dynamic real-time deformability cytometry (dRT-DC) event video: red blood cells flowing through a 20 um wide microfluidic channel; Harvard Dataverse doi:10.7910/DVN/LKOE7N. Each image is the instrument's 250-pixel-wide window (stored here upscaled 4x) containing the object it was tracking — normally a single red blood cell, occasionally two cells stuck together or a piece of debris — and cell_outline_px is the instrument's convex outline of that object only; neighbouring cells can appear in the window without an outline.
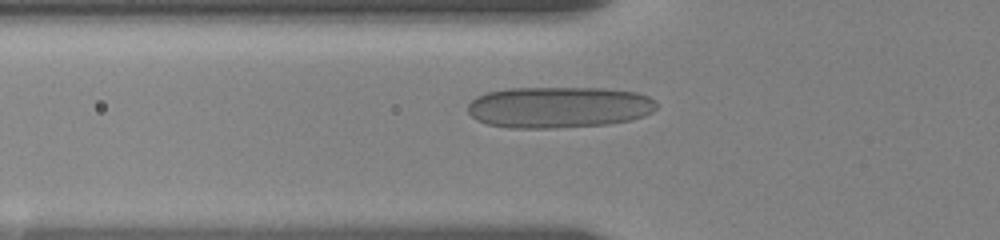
{"species": "human", "species_latin": "Homo sapiens", "temperature_condition": "room temperature", "stored_images_in_passage": 32, "camera_frame_rate_fps": 3000, "um_per_image_px": 0.085, "donor": {"sex": "female"}, "frame": {"image": 1, "passage_image": 9, "time_ms": 5.667, "image_size_px": [1000, 240], "cell_outline_px": [[656, 108], [652, 112], [644, 116], [628, 120], [608, 124], [556, 128], [508, 128], [488, 124], [476, 120], [468, 112], [468, 104], [476, 96], [488, 92], [508, 88], [604, 88], [636, 92], [648, 96], [656, 100]], "centroid_in_image_um": [47.49, 9.11], "position_along_channel_um": 78.3, "area_um2": 45.66}}
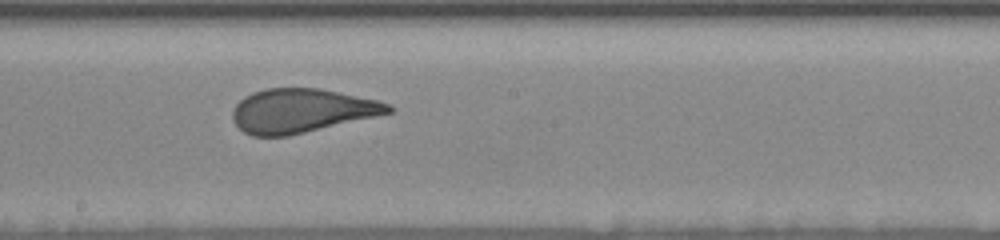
{"frame": {"image": 2, "passage_image": 20, "time_ms": 9.667, "image_size_px": [1000, 240], "cell_outline_px": [[392, 112], [288, 136], [252, 136], [244, 132], [232, 120], [232, 108], [244, 96], [252, 92], [264, 88], [320, 88], [376, 100], [388, 104], [392, 108]], "centroid_in_image_um": [25.56, 9.4], "position_along_channel_um": 222.6, "area_um2": 39.59}}
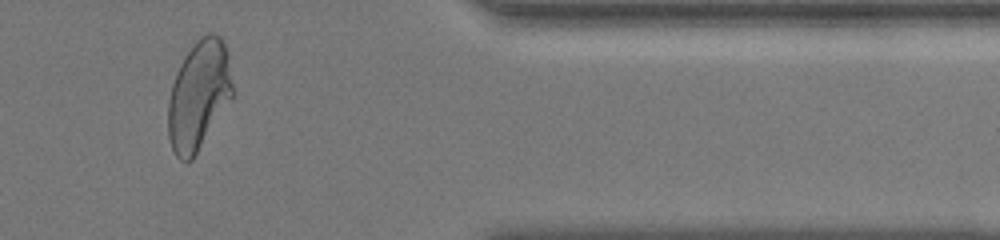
{"frame": {"image": 3, "passage_image": 28, "time_ms": 15.0, "image_size_px": [1000, 240], "cell_outline_px": [[232, 100], [192, 160], [180, 160], [176, 156], [172, 148], [168, 136], [168, 100], [172, 84], [176, 72], [184, 56], [196, 40], [200, 36], [208, 32], [212, 32], [220, 36], [228, 52], [232, 84]], "centroid_in_image_um": [16.9, 8.08], "position_along_channel_um": 394.5, "area_um2": 41.27}, "authors_computed_cell_mechanics": {"area_um2": 41.6449, "velocity_mm_per_s": 3.589, "shape_relaxation_time_tau1_ms": 9.3134, "shape_relaxation_time_tau2_ms": null, "deformation_change_tau1": 0.2322, "deformation_change_tau2": null}}